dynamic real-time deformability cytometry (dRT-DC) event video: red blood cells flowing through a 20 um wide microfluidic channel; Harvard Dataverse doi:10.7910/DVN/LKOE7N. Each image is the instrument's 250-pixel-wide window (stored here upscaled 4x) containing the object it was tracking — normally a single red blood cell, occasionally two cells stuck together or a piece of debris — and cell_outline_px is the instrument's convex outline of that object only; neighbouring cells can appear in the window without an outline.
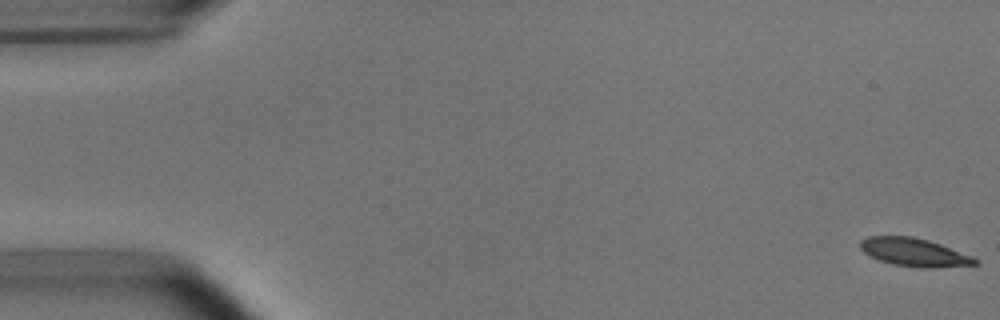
{"species": "common noctule bat (a hibernating species)", "species_latin": "Nyctalus noctula", "temperature_condition": "room temperature", "stored_images_in_passage": 15, "camera_frame_rate_fps": 3000, "um_per_image_px": 0.085, "animal": {"sex": "male", "body_mass_g": 15.6}, "frame": {"image": 1, "passage_image": 1, "time_ms": 0.0, "image_size_px": [1000, 320], "cell_outline_px": [[980, 264], [936, 268], [920, 268], [892, 264], [868, 256], [860, 248], [860, 240], [868, 236], [912, 236], [928, 240], [940, 244], [972, 256], [980, 260]], "centroid_in_image_um": [77.72, 21.45], "position_along_channel_um": 7.3, "area_um2": 19.02}}
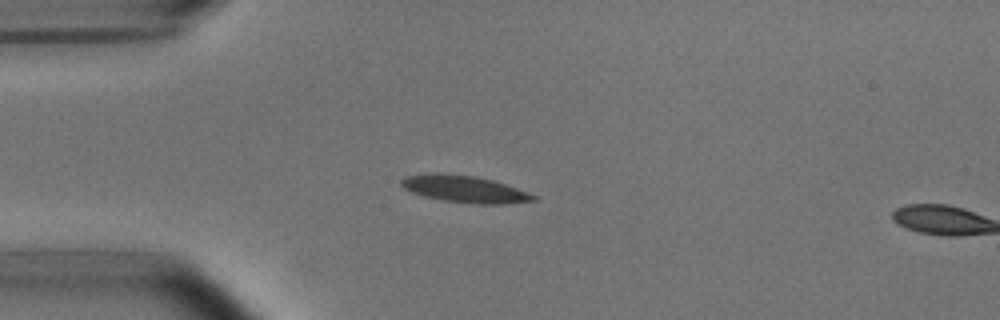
{"frame": {"image": 2, "passage_image": 14, "time_ms": 4.333, "image_size_px": [1000, 320], "cell_outline_px": [[536, 200], [504, 204], [476, 204], [440, 200], [424, 196], [412, 192], [404, 188], [400, 184], [400, 180], [404, 176], [472, 176], [492, 180], [528, 192], [536, 196]], "centroid_in_image_um": [39.55, 16.13], "position_along_channel_um": 45.4, "area_um2": 19.65}}